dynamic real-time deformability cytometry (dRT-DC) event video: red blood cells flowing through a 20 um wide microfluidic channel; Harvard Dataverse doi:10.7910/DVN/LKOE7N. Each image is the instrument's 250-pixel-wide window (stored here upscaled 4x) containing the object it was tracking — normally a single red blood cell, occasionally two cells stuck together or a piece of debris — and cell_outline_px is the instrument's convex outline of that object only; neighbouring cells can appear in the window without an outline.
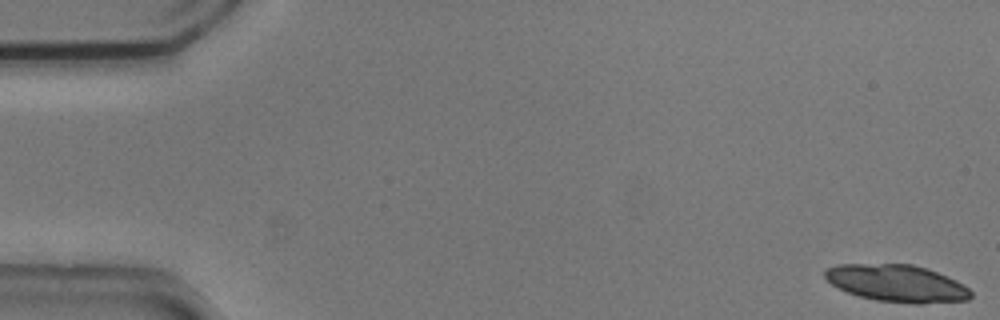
{"species": "common noctule bat (a hibernating species)", "species_latin": "Nyctalus noctula", "temperature_condition": "cold", "stored_images_in_passage": 24, "camera_frame_rate_fps": 3000, "um_per_image_px": 0.085, "animal": {"sex": "male", "body_mass_g": 20.5, "forearm_length_mm": 52.5}, "frame": {"image": 1, "passage_image": 1, "time_ms": 0.0, "image_size_px": [1000, 320], "cell_outline_px": [[972, 296], [968, 300], [924, 304], [916, 304], [876, 300], [860, 296], [848, 292], [832, 284], [824, 276], [824, 268], [836, 264], [912, 264], [928, 268], [956, 280], [964, 284], [972, 292]], "centroid_in_image_um": [76.26, 24.08], "position_along_channel_um": 8.7, "area_um2": 31.73}}